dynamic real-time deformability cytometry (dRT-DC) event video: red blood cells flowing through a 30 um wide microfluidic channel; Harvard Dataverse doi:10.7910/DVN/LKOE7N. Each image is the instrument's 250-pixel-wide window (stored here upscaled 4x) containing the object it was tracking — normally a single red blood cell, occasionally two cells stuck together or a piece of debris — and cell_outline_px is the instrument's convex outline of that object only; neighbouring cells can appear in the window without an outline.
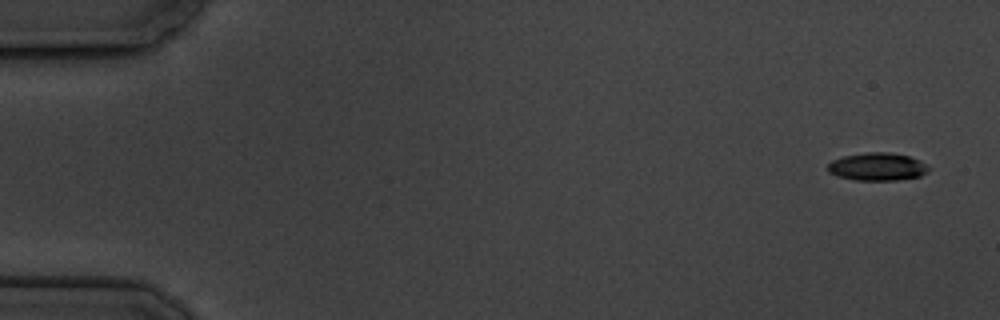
{"species": "common noctule bat (a hibernating species)", "species_latin": "Nyctalus noctula", "temperature_condition": "cold", "stored_images_in_passage": 7, "camera_frame_rate_fps": 3000, "um_per_image_px": 0.085, "animal": {"sex": "male", "body_mass_g": 19.5, "forearm_length_mm": 54.6}, "frame": {"image": 1, "passage_image": 1, "time_ms": 0.0, "image_size_px": [1000, 320], "cell_outline_px": [[928, 172], [920, 176], [896, 180], [856, 180], [836, 176], [828, 172], [828, 164], [832, 160], [844, 156], [864, 152], [888, 152], [908, 156], [920, 160], [928, 168]], "centroid_in_image_um": [74.54, 14.17], "position_along_channel_um": 10.5, "area_um2": 16.3}}
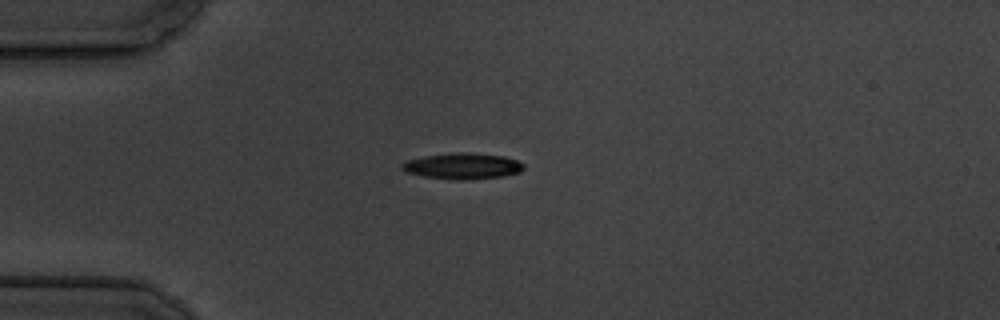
{"frame": {"image": 2, "passage_image": 4, "time_ms": 4.333, "image_size_px": [1000, 320], "cell_outline_px": [[524, 168], [520, 172], [504, 176], [460, 180], [424, 176], [404, 172], [400, 168], [400, 164], [408, 160], [424, 156], [456, 152], [468, 152], [504, 156], [516, 160], [524, 164]], "centroid_in_image_um": [39.31, 14.11], "position_along_channel_um": 45.7, "area_um2": 18.44}}